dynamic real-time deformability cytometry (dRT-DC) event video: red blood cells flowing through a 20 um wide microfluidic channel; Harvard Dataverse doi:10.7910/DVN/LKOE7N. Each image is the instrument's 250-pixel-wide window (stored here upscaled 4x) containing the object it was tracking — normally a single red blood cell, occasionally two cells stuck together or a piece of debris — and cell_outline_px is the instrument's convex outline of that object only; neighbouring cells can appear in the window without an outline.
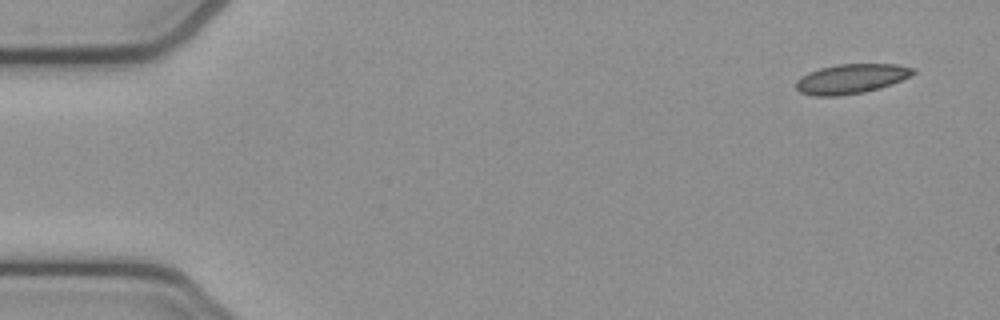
{"species": "common noctule bat (a hibernating species)", "species_latin": "Nyctalus noctula", "temperature_condition": "cold", "stored_images_in_passage": 6, "camera_frame_rate_fps": 3000, "um_per_image_px": 0.085, "animal": {"sex": "female", "body_mass_g": 21.9}, "frame": {"image": 1, "passage_image": 1, "time_ms": 0.0, "image_size_px": [1000, 320], "cell_outline_px": [[916, 72], [892, 84], [880, 88], [864, 92], [836, 96], [812, 96], [800, 92], [796, 88], [796, 80], [800, 76], [808, 72], [820, 68], [836, 64], [896, 64], [916, 68]], "centroid_in_image_um": [72.32, 6.69], "position_along_channel_um": 12.7, "area_um2": 20.29}}
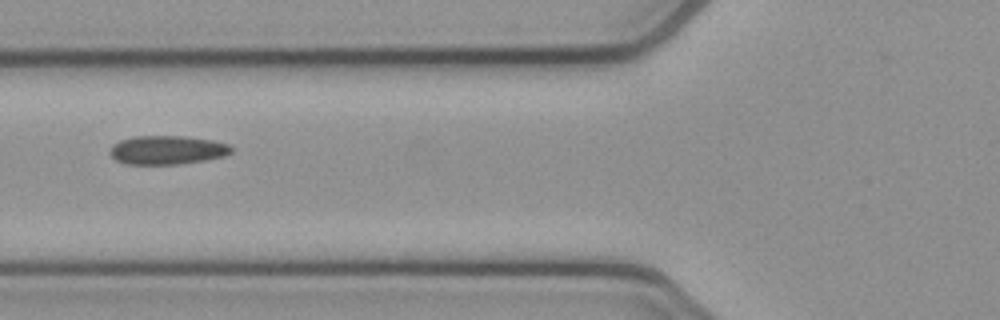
{"frame": {"image": 2, "passage_image": 5, "time_ms": 1.333, "image_size_px": [1000, 320], "cell_outline_px": [[232, 152], [224, 156], [204, 160], [180, 164], [124, 164], [116, 160], [108, 152], [112, 144], [120, 140], [132, 136], [184, 136], [212, 140], [228, 144], [232, 148]], "centroid_in_image_um": [14.17, 12.75], "position_along_channel_um": 111.6, "area_um2": 20.46}}
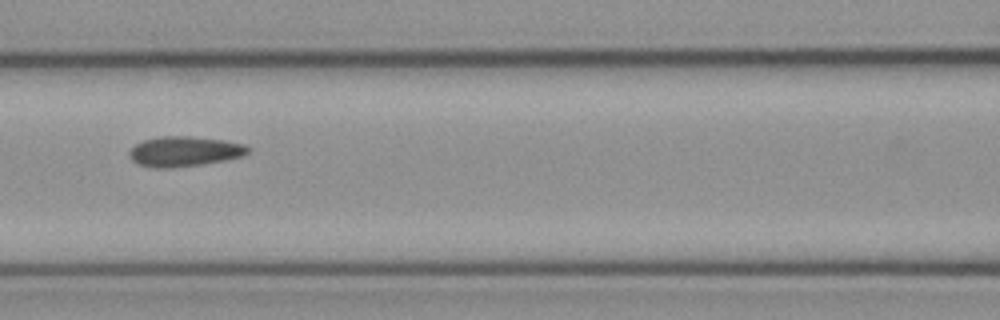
{"frame": {"image": 3, "passage_image": 6, "time_ms": 1.667, "image_size_px": [1000, 320], "cell_outline_px": [[252, 148], [244, 156], [224, 160], [200, 164], [168, 168], [156, 168], [140, 164], [132, 160], [128, 156], [128, 152], [136, 144], [144, 140], [160, 136], [188, 136], [224, 140], [244, 144]], "centroid_in_image_um": [15.69, 12.86], "position_along_channel_um": 150.9, "area_um2": 20.69}}